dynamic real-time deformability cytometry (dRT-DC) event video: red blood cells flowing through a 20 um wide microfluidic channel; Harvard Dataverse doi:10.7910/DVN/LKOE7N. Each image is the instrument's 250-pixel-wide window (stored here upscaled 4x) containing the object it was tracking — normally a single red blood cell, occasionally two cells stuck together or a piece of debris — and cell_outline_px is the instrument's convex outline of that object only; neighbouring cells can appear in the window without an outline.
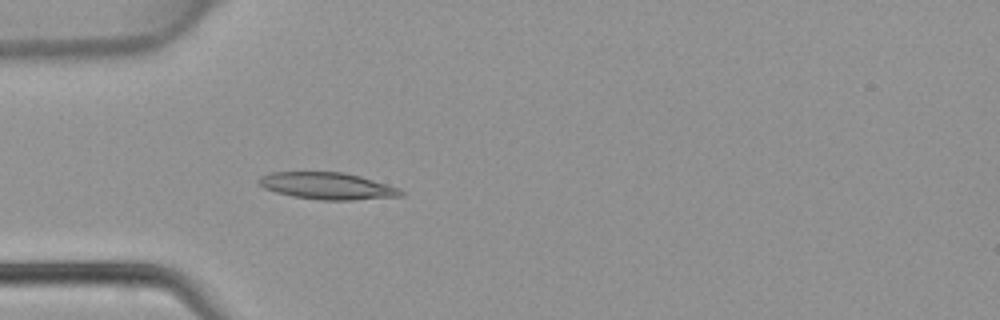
{"species": "common noctule bat (a hibernating species)", "species_latin": "Nyctalus noctula", "temperature_condition": "warm", "stored_images_in_passage": 12, "camera_frame_rate_fps": 3000, "um_per_image_px": 0.085, "animal": {"sex": "female", "body_mass_g": 22.7, "forearm_length_mm": 54.2}, "frame": {"image": 1, "passage_image": 4, "time_ms": 1.0, "image_size_px": [1000, 320], "cell_outline_px": [[404, 196], [352, 200], [320, 200], [292, 196], [276, 192], [264, 188], [256, 180], [260, 176], [268, 172], [344, 172], [360, 176], [400, 188], [404, 192]], "centroid_in_image_um": [27.82, 15.8], "position_along_channel_um": 57.2, "area_um2": 22.37}}
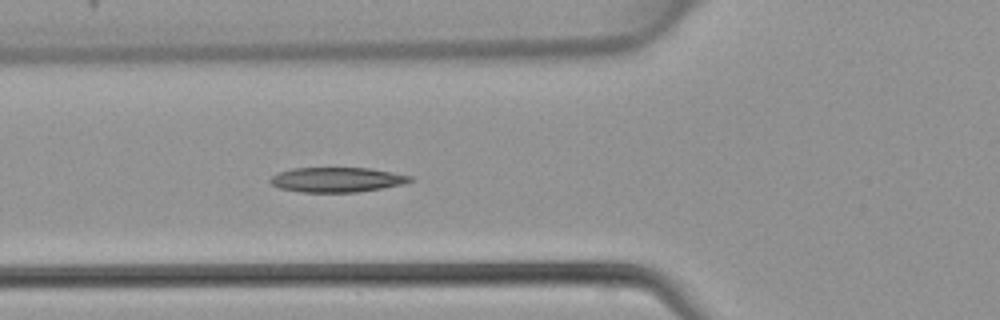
{"frame": {"image": 2, "passage_image": 7, "time_ms": 2.0, "image_size_px": [1000, 320], "cell_outline_px": [[416, 180], [404, 184], [356, 192], [300, 192], [280, 188], [272, 184], [268, 180], [272, 176], [280, 172], [292, 168], [368, 168], [392, 172], [412, 176]], "centroid_in_image_um": [28.66, 15.27], "position_along_channel_um": 97.1, "area_um2": 20.17}}
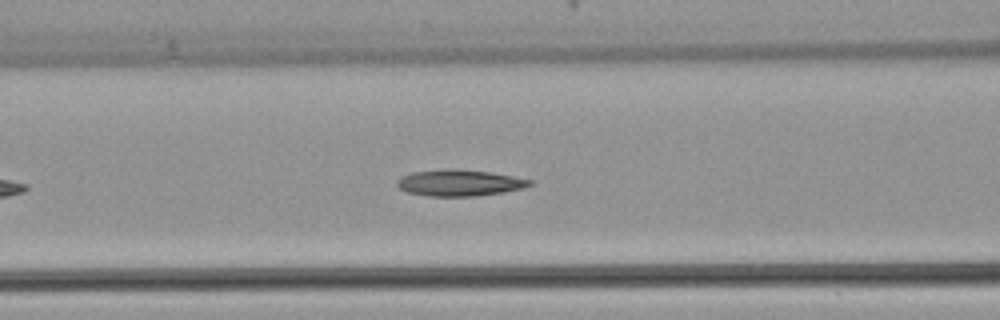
{"frame": {"image": 3, "passage_image": 9, "time_ms": 2.667, "image_size_px": [1000, 320], "cell_outline_px": [[536, 184], [524, 188], [504, 192], [476, 196], [428, 196], [408, 192], [400, 188], [396, 184], [396, 180], [400, 176], [412, 172], [448, 168], [456, 168], [488, 172], [512, 176], [532, 180]], "centroid_in_image_um": [39.06, 15.53], "position_along_channel_um": 127.5, "area_um2": 20.58}}